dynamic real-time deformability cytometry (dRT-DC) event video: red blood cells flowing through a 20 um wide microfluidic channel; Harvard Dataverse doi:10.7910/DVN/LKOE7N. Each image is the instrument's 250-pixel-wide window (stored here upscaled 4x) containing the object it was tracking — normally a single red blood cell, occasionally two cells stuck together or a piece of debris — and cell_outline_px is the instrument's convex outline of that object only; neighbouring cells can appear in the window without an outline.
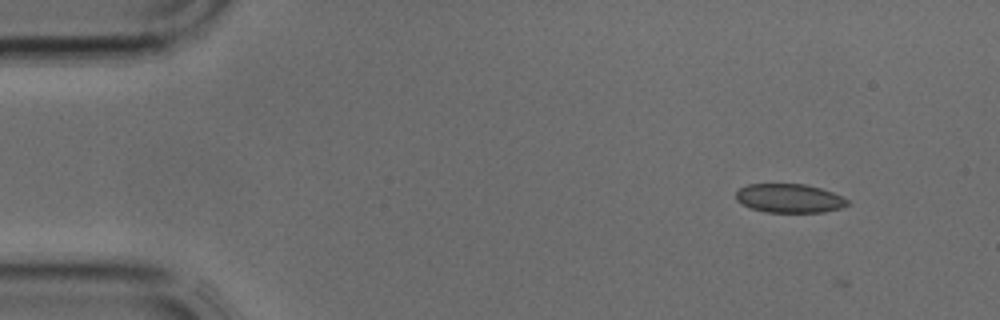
{"species": "common noctule bat (a hibernating species)", "species_latin": "Nyctalus noctula", "temperature_condition": "cold", "stored_images_in_passage": 3, "camera_frame_rate_fps": 3000, "um_per_image_px": 0.085, "animal": {"sex": "male", "body_mass_g": 17.9, "forearm_length_mm": 54.2}, "frame": {"image": 1, "passage_image": 2, "time_ms": 0.333, "image_size_px": [1000, 320], "cell_outline_px": [[848, 204], [840, 208], [824, 212], [768, 212], [752, 208], [736, 200], [736, 192], [740, 188], [748, 184], [804, 184], [820, 188], [832, 192], [848, 200]], "centroid_in_image_um": [67.09, 16.85], "position_along_channel_um": 17.9, "area_um2": 18.5}}